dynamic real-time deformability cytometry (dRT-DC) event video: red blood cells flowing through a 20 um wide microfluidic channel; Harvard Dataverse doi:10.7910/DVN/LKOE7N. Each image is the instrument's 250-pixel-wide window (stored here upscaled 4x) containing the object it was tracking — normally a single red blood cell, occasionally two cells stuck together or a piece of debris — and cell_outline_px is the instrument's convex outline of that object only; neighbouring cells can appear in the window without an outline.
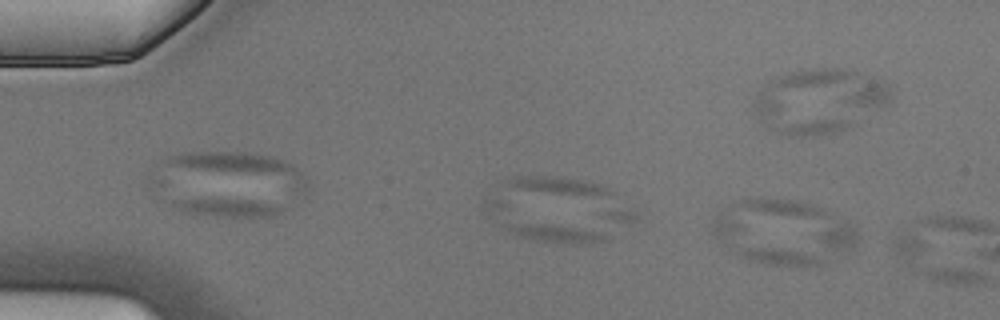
{"species": "Egyptian fruit bat (a non-hibernating species)", "species_latin": "Rousettus aegyptiacus", "temperature_condition": "cold", "stored_images_in_passage": 2, "segment_of_instrument_passage": [2, 2], "camera_frame_rate_fps": 3000, "um_per_image_px": 0.085, "animal": {"sex": "male"}, "frame": {"image": 1, "passage_image": 2, "time_ms": 0.333, "image_size_px": [1000, 320], "cell_outline_px": [[820, 264], [796, 268], [788, 268], [764, 264], [748, 260], [728, 252], [712, 232], [712, 224], [716, 216], [720, 212], [820, 256]], "centroid_in_image_um": [64.58, 20.81], "position_along_channel_um": 20.4, "area_um2": 21.39}}